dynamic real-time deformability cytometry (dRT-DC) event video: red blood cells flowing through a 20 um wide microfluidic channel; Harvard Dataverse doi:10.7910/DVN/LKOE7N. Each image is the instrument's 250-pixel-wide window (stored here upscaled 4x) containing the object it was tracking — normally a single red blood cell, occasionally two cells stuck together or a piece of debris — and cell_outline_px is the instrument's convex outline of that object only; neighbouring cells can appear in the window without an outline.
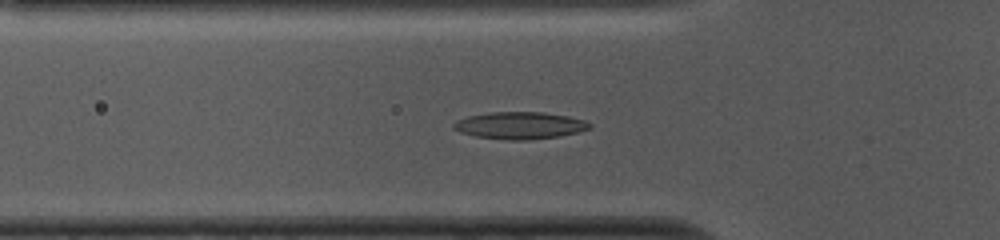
{"species": "common noctule bat (a hibernating species)", "species_latin": "Nyctalus noctula", "temperature_condition": "cold", "stored_images_in_passage": 53, "camera_frame_rate_fps": 3000, "um_per_image_px": 0.085, "animal": {"sex": "female", "body_mass_g": 10.0, "forearm_length_mm": 53.1}, "frame": {"image": 1, "passage_image": 16, "time_ms": 5.0, "image_size_px": [1000, 240], "cell_outline_px": [[592, 128], [580, 132], [560, 136], [528, 140], [508, 140], [476, 136], [460, 132], [452, 128], [452, 124], [456, 120], [468, 116], [488, 112], [544, 112], [568, 116], [584, 120], [592, 124]], "centroid_in_image_um": [44.2, 10.66], "position_along_channel_um": 81.6, "area_um2": 21.68}}
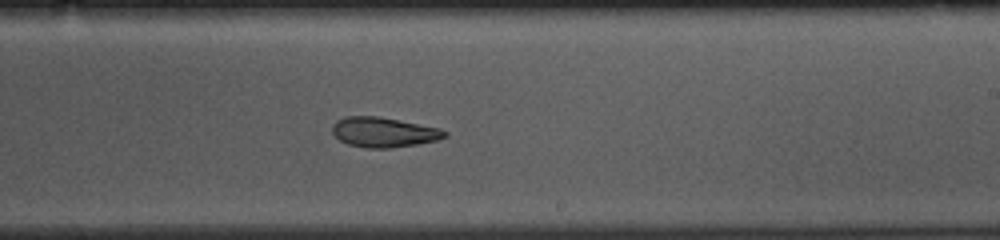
{"frame": {"image": 2, "passage_image": 30, "time_ms": 9.667, "image_size_px": [1000, 240], "cell_outline_px": [[448, 136], [436, 140], [416, 144], [388, 148], [364, 148], [348, 144], [340, 140], [332, 132], [332, 124], [336, 120], [344, 116], [380, 116], [440, 128], [448, 132]], "centroid_in_image_um": [32.6, 11.22], "position_along_channel_um": 256.4, "area_um2": 19.71}}
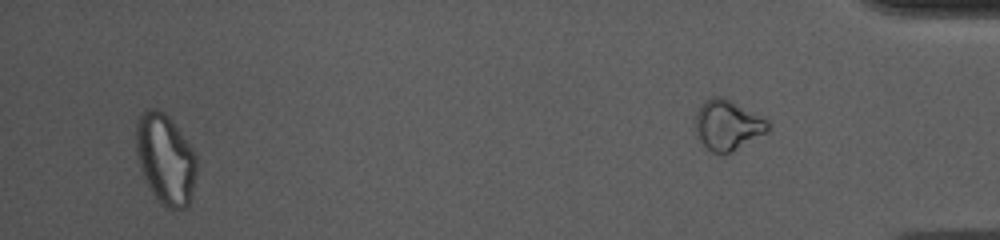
{"frame": {"image": 3, "passage_image": 50, "time_ms": 16.333, "image_size_px": [1000, 240], "cell_outline_px": [[196, 172], [192, 192], [188, 204], [184, 208], [168, 208], [160, 204], [156, 200], [140, 168], [136, 152], [136, 124], [140, 112], [148, 108], [156, 108], [164, 112], [168, 116], [192, 148], [196, 156]], "centroid_in_image_um": [14.04, 13.5], "position_along_channel_um": 421.2, "area_um2": 31.67}, "authors_computed_cell_mechanics": {"area_um2": 20.4034, "velocity_mm_per_s": 3.7364, "shape_relaxation_time_tau1_ms": null, "shape_relaxation_time_tau2_ms": 9.9637, "deformation_change_tau1": null, "deformation_change_tau2": 0.2092}}